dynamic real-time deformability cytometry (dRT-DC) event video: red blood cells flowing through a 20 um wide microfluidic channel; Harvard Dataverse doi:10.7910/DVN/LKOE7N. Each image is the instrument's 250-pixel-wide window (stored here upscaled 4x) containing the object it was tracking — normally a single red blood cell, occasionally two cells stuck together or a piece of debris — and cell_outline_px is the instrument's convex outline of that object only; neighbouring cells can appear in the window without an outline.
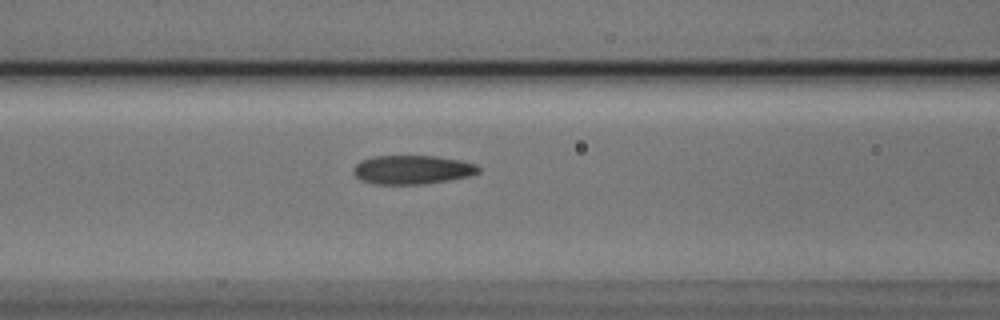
{"species": "Egyptian fruit bat (a non-hibernating species)", "species_latin": "Rousettus aegyptiacus", "temperature_condition": "cold", "stored_images_in_passage": 4, "segment_of_instrument_passage": [1, 2], "camera_frame_rate_fps": 3000, "um_per_image_px": 0.085, "animal": {"sex": "male"}, "frame": {"image": 1, "passage_image": 3, "time_ms": 0.667, "image_size_px": [1000, 320], "cell_outline_px": [[480, 172], [468, 176], [448, 180], [424, 184], [376, 184], [360, 180], [352, 172], [352, 168], [360, 160], [372, 156], [436, 156], [460, 160], [476, 164], [480, 168]], "centroid_in_image_um": [35.01, 14.42], "position_along_channel_um": 131.6, "area_um2": 21.15}}